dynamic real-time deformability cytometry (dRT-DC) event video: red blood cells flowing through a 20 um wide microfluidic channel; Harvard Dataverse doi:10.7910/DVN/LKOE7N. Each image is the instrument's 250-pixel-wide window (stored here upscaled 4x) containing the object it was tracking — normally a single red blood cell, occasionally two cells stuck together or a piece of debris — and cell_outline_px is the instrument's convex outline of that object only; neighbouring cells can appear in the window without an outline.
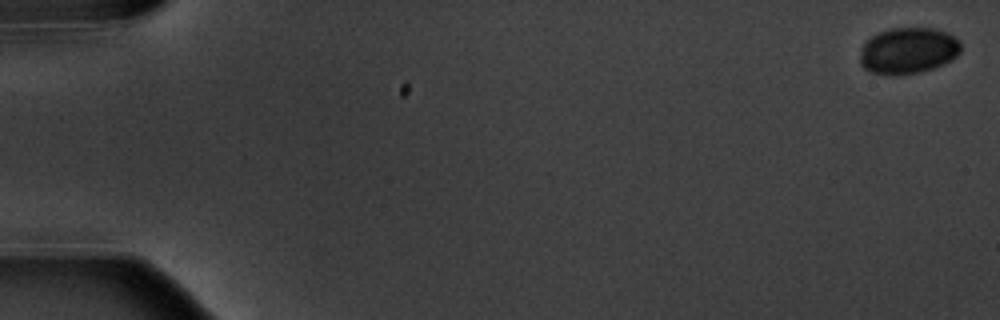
{"species": "common noctule bat (a hibernating species)", "species_latin": "Nyctalus noctula", "temperature_condition": "warm", "stored_images_in_passage": 5, "camera_frame_rate_fps": 3000, "um_per_image_px": 0.085, "animal": {"sex": "male", "body_mass_g": 20.1, "forearm_length_mm": 53.5}, "frame": {"image": 1, "passage_image": 1, "time_ms": 0.0, "image_size_px": [1000, 320], "cell_outline_px": [[960, 52], [952, 60], [944, 64], [920, 72], [872, 72], [864, 68], [860, 64], [860, 48], [872, 36], [880, 32], [892, 28], [932, 28], [948, 32], [956, 36], [960, 40]], "centroid_in_image_um": [77.24, 4.26], "position_along_channel_um": 7.8, "area_um2": 26.7}}
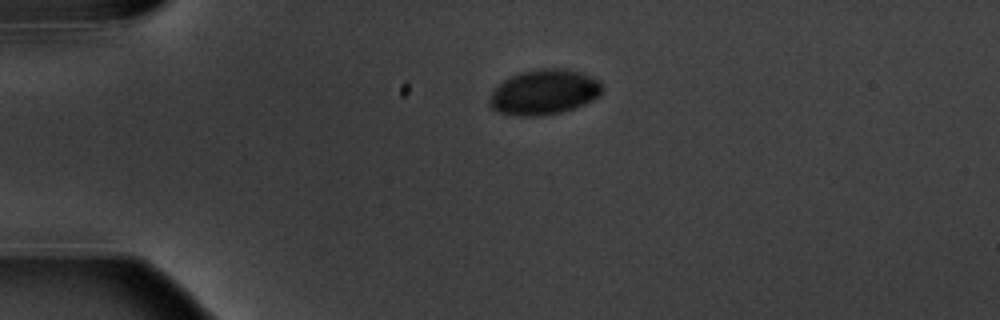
{"frame": {"image": 2, "passage_image": 4, "time_ms": 4.333, "image_size_px": [1000, 320], "cell_outline_px": [[604, 88], [600, 96], [584, 104], [560, 112], [540, 116], [516, 116], [496, 112], [488, 104], [488, 100], [492, 92], [504, 80], [520, 72], [540, 68], [560, 68], [580, 72], [592, 76], [600, 80]], "centroid_in_image_um": [46.26, 7.83], "position_along_channel_um": 38.7, "area_um2": 29.82}}